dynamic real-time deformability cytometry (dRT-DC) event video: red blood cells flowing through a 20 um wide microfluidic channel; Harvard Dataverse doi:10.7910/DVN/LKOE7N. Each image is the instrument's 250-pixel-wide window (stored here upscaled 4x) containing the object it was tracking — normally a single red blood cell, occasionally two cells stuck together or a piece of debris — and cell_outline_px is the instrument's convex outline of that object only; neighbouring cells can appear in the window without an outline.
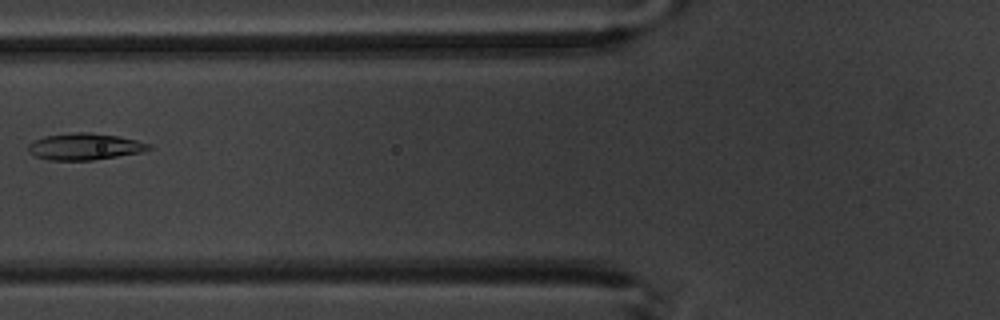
{"species": "common noctule bat (a hibernating species)", "species_latin": "Nyctalus noctula", "temperature_condition": "warm", "stored_images_in_passage": 8, "camera_frame_rate_fps": 3000, "um_per_image_px": 0.085, "animal": {"sex": "male", "body_mass_g": 20.1, "forearm_length_mm": 53.5}, "frame": {"image": 1, "passage_image": 7, "time_ms": 7.0, "image_size_px": [1000, 320], "cell_outline_px": [[152, 148], [144, 152], [92, 160], [48, 160], [36, 156], [28, 152], [28, 144], [32, 140], [44, 136], [76, 132], [88, 132], [120, 136], [152, 144]], "centroid_in_image_um": [7.21, 12.45], "position_along_channel_um": 118.6, "area_um2": 18.9}}
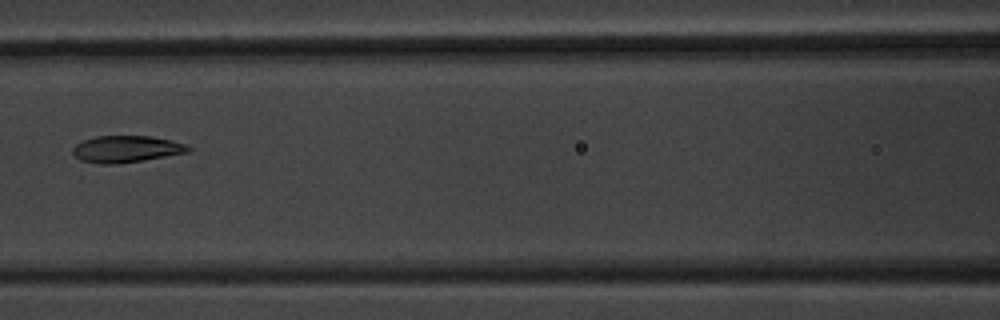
{"frame": {"image": 2, "passage_image": 8, "time_ms": 8.0, "image_size_px": [1000, 320], "cell_outline_px": [[192, 148], [188, 152], [116, 164], [100, 164], [80, 160], [72, 152], [72, 148], [76, 144], [84, 140], [96, 136], [152, 136], [188, 144]], "centroid_in_image_um": [10.72, 12.66], "position_along_channel_um": 155.9, "area_um2": 17.86}}